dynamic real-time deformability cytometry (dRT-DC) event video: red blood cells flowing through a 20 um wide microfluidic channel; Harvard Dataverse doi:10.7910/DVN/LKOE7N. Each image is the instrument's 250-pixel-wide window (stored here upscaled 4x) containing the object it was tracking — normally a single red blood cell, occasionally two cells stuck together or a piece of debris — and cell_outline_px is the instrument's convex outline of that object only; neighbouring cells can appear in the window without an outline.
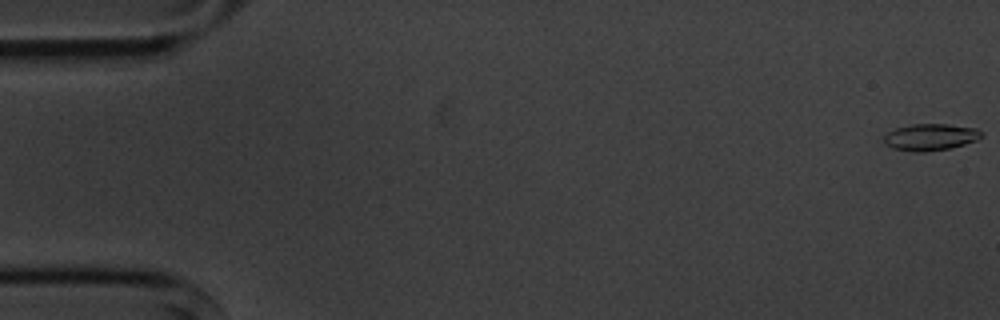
{"species": "common noctule bat (a hibernating species)", "species_latin": "Nyctalus noctula", "temperature_condition": "cold", "stored_images_in_passage": 6, "camera_frame_rate_fps": 3000, "um_per_image_px": 0.085, "animal": {"sex": "male", "body_mass_g": 20.1, "forearm_length_mm": 53.5}, "frame": {"image": 1, "passage_image": 1, "time_ms": 0.0, "image_size_px": [1000, 320], "cell_outline_px": [[984, 136], [976, 140], [964, 144], [948, 148], [924, 152], [916, 152], [892, 148], [884, 144], [884, 136], [888, 132], [896, 128], [912, 124], [948, 124], [976, 128]], "centroid_in_image_um": [79.07, 11.65], "position_along_channel_um": 5.9, "area_um2": 15.09}}
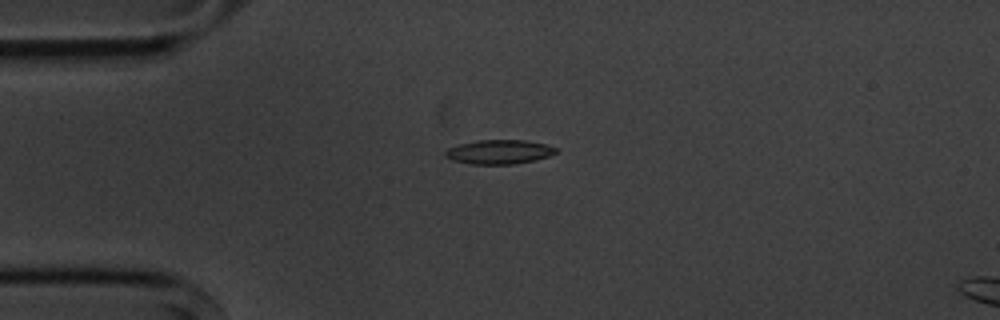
{"frame": {"image": 2, "passage_image": 5, "time_ms": 4.333, "image_size_px": [1000, 320], "cell_outline_px": [[560, 148], [556, 152], [548, 156], [536, 160], [516, 164], [472, 164], [452, 160], [444, 156], [444, 152], [448, 148], [456, 144], [476, 140], [524, 140], [544, 144]], "centroid_in_image_um": [42.4, 12.91], "position_along_channel_um": 42.6, "area_um2": 15.78}}